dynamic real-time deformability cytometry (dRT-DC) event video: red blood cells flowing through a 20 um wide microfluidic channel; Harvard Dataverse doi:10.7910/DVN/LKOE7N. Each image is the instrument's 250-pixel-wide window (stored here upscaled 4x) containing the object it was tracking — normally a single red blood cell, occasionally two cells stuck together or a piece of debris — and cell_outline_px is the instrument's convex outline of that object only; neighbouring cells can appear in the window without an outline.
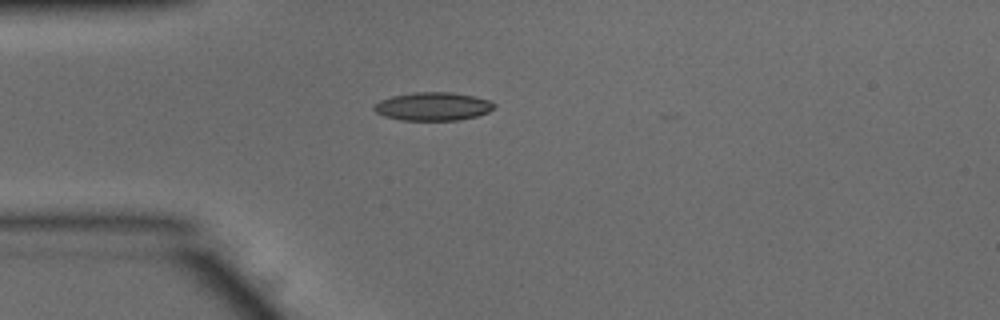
{"species": "common noctule bat (a hibernating species)", "species_latin": "Nyctalus noctula", "temperature_condition": "warm", "stored_images_in_passage": 33, "camera_frame_rate_fps": 3000, "um_per_image_px": 0.085, "animal": {"sex": "male", "body_mass_g": 15.6}, "frame": {"image": 1, "passage_image": 1, "time_ms": 0.0, "image_size_px": [1000, 320], "cell_outline_px": [[496, 104], [488, 112], [476, 116], [460, 120], [400, 120], [384, 116], [376, 112], [372, 108], [372, 104], [380, 100], [392, 96], [412, 92], [452, 92], [472, 96], [488, 100]], "centroid_in_image_um": [36.75, 9.04], "position_along_channel_um": 48.3, "area_um2": 19.83}}
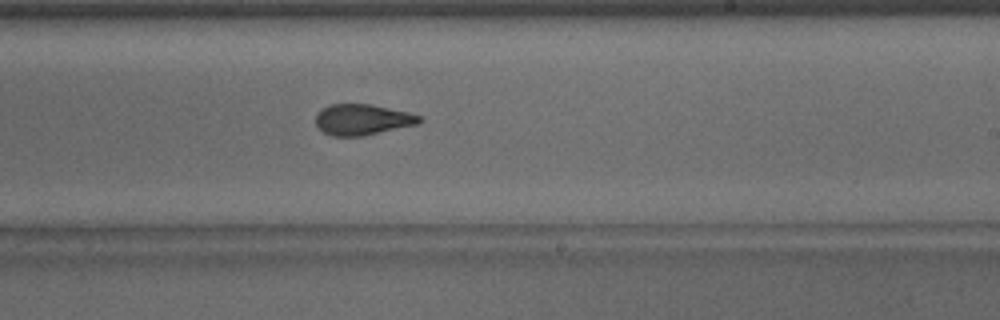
{"frame": {"image": 2, "passage_image": 18, "time_ms": 5.667, "image_size_px": [1000, 320], "cell_outline_px": [[424, 120], [420, 124], [364, 136], [332, 136], [324, 132], [316, 124], [316, 116], [328, 104], [372, 104], [408, 112], [420, 116]], "centroid_in_image_um": [30.86, 10.17], "position_along_channel_um": 258.1, "area_um2": 18.73}}
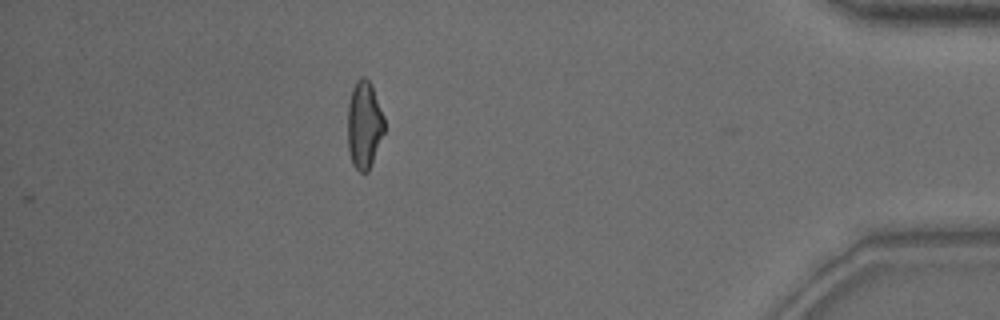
{"frame": {"image": 3, "passage_image": 33, "time_ms": 10.667, "image_size_px": [1000, 320], "cell_outline_px": [[384, 132], [368, 172], [360, 172], [352, 164], [348, 152], [348, 104], [352, 88], [356, 80], [360, 76], [364, 76], [372, 84], [384, 116]], "centroid_in_image_um": [30.95, 10.58], "position_along_channel_um": 404.3, "area_um2": 18.84}, "authors_computed_cell_mechanics": {"area_um2": 19.0162, "velocity_mm_per_s": 3.8932, "shape_relaxation_time_tau1_ms": 7.0228, "shape_relaxation_time_tau2_ms": 0.9463, "deformation_change_tau1": 0.2006, "deformation_change_tau2": 0.0797}}